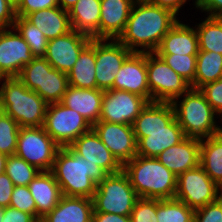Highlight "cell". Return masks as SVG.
<instances>
[{
	"label": "cell",
	"instance_id": "cell-50",
	"mask_svg": "<svg viewBox=\"0 0 222 222\" xmlns=\"http://www.w3.org/2000/svg\"><path fill=\"white\" fill-rule=\"evenodd\" d=\"M7 155L0 153V174L5 172Z\"/></svg>",
	"mask_w": 222,
	"mask_h": 222
},
{
	"label": "cell",
	"instance_id": "cell-33",
	"mask_svg": "<svg viewBox=\"0 0 222 222\" xmlns=\"http://www.w3.org/2000/svg\"><path fill=\"white\" fill-rule=\"evenodd\" d=\"M14 29L27 42L34 57H44L48 45V39L44 34L25 17H16L13 25Z\"/></svg>",
	"mask_w": 222,
	"mask_h": 222
},
{
	"label": "cell",
	"instance_id": "cell-14",
	"mask_svg": "<svg viewBox=\"0 0 222 222\" xmlns=\"http://www.w3.org/2000/svg\"><path fill=\"white\" fill-rule=\"evenodd\" d=\"M92 129L122 166L137 155L132 125L98 121Z\"/></svg>",
	"mask_w": 222,
	"mask_h": 222
},
{
	"label": "cell",
	"instance_id": "cell-39",
	"mask_svg": "<svg viewBox=\"0 0 222 222\" xmlns=\"http://www.w3.org/2000/svg\"><path fill=\"white\" fill-rule=\"evenodd\" d=\"M9 206L27 212L36 218V204L28 186H14Z\"/></svg>",
	"mask_w": 222,
	"mask_h": 222
},
{
	"label": "cell",
	"instance_id": "cell-28",
	"mask_svg": "<svg viewBox=\"0 0 222 222\" xmlns=\"http://www.w3.org/2000/svg\"><path fill=\"white\" fill-rule=\"evenodd\" d=\"M200 166L222 188V132L200 140Z\"/></svg>",
	"mask_w": 222,
	"mask_h": 222
},
{
	"label": "cell",
	"instance_id": "cell-15",
	"mask_svg": "<svg viewBox=\"0 0 222 222\" xmlns=\"http://www.w3.org/2000/svg\"><path fill=\"white\" fill-rule=\"evenodd\" d=\"M91 39L90 36L72 29L65 35L48 40L44 58L53 68L68 73Z\"/></svg>",
	"mask_w": 222,
	"mask_h": 222
},
{
	"label": "cell",
	"instance_id": "cell-23",
	"mask_svg": "<svg viewBox=\"0 0 222 222\" xmlns=\"http://www.w3.org/2000/svg\"><path fill=\"white\" fill-rule=\"evenodd\" d=\"M93 211L91 198L63 195L58 205L40 222H92Z\"/></svg>",
	"mask_w": 222,
	"mask_h": 222
},
{
	"label": "cell",
	"instance_id": "cell-21",
	"mask_svg": "<svg viewBox=\"0 0 222 222\" xmlns=\"http://www.w3.org/2000/svg\"><path fill=\"white\" fill-rule=\"evenodd\" d=\"M28 188L36 204V219L40 222L58 205L63 196L61 188L51 171H40Z\"/></svg>",
	"mask_w": 222,
	"mask_h": 222
},
{
	"label": "cell",
	"instance_id": "cell-34",
	"mask_svg": "<svg viewBox=\"0 0 222 222\" xmlns=\"http://www.w3.org/2000/svg\"><path fill=\"white\" fill-rule=\"evenodd\" d=\"M40 170L16 155L7 157L5 173L14 186H28Z\"/></svg>",
	"mask_w": 222,
	"mask_h": 222
},
{
	"label": "cell",
	"instance_id": "cell-52",
	"mask_svg": "<svg viewBox=\"0 0 222 222\" xmlns=\"http://www.w3.org/2000/svg\"><path fill=\"white\" fill-rule=\"evenodd\" d=\"M10 1L16 6L20 0H10Z\"/></svg>",
	"mask_w": 222,
	"mask_h": 222
},
{
	"label": "cell",
	"instance_id": "cell-27",
	"mask_svg": "<svg viewBox=\"0 0 222 222\" xmlns=\"http://www.w3.org/2000/svg\"><path fill=\"white\" fill-rule=\"evenodd\" d=\"M96 39L81 51L73 68L67 73L68 83L75 88L97 89L96 83Z\"/></svg>",
	"mask_w": 222,
	"mask_h": 222
},
{
	"label": "cell",
	"instance_id": "cell-17",
	"mask_svg": "<svg viewBox=\"0 0 222 222\" xmlns=\"http://www.w3.org/2000/svg\"><path fill=\"white\" fill-rule=\"evenodd\" d=\"M113 89L128 91L144 97L150 102L148 87L146 52H132L116 74Z\"/></svg>",
	"mask_w": 222,
	"mask_h": 222
},
{
	"label": "cell",
	"instance_id": "cell-4",
	"mask_svg": "<svg viewBox=\"0 0 222 222\" xmlns=\"http://www.w3.org/2000/svg\"><path fill=\"white\" fill-rule=\"evenodd\" d=\"M123 172L139 198L171 199L177 189V176L156 157L136 155L123 165Z\"/></svg>",
	"mask_w": 222,
	"mask_h": 222
},
{
	"label": "cell",
	"instance_id": "cell-44",
	"mask_svg": "<svg viewBox=\"0 0 222 222\" xmlns=\"http://www.w3.org/2000/svg\"><path fill=\"white\" fill-rule=\"evenodd\" d=\"M14 184L4 172L0 174V207L6 208L10 205Z\"/></svg>",
	"mask_w": 222,
	"mask_h": 222
},
{
	"label": "cell",
	"instance_id": "cell-1",
	"mask_svg": "<svg viewBox=\"0 0 222 222\" xmlns=\"http://www.w3.org/2000/svg\"><path fill=\"white\" fill-rule=\"evenodd\" d=\"M132 128L138 156L157 157L185 138L175 118L173 105L168 102H148L133 122Z\"/></svg>",
	"mask_w": 222,
	"mask_h": 222
},
{
	"label": "cell",
	"instance_id": "cell-47",
	"mask_svg": "<svg viewBox=\"0 0 222 222\" xmlns=\"http://www.w3.org/2000/svg\"><path fill=\"white\" fill-rule=\"evenodd\" d=\"M92 222H131L130 216L114 213L93 212Z\"/></svg>",
	"mask_w": 222,
	"mask_h": 222
},
{
	"label": "cell",
	"instance_id": "cell-18",
	"mask_svg": "<svg viewBox=\"0 0 222 222\" xmlns=\"http://www.w3.org/2000/svg\"><path fill=\"white\" fill-rule=\"evenodd\" d=\"M69 147L77 155L87 159L91 164H97L108 174H115L122 171L123 166L100 140L93 129L82 134Z\"/></svg>",
	"mask_w": 222,
	"mask_h": 222
},
{
	"label": "cell",
	"instance_id": "cell-3",
	"mask_svg": "<svg viewBox=\"0 0 222 222\" xmlns=\"http://www.w3.org/2000/svg\"><path fill=\"white\" fill-rule=\"evenodd\" d=\"M51 172L64 196L91 199L97 184L108 175L100 166L77 155L69 146L58 149Z\"/></svg>",
	"mask_w": 222,
	"mask_h": 222
},
{
	"label": "cell",
	"instance_id": "cell-36",
	"mask_svg": "<svg viewBox=\"0 0 222 222\" xmlns=\"http://www.w3.org/2000/svg\"><path fill=\"white\" fill-rule=\"evenodd\" d=\"M18 78L30 90L44 89L45 58L34 57L33 60L22 68Z\"/></svg>",
	"mask_w": 222,
	"mask_h": 222
},
{
	"label": "cell",
	"instance_id": "cell-20",
	"mask_svg": "<svg viewBox=\"0 0 222 222\" xmlns=\"http://www.w3.org/2000/svg\"><path fill=\"white\" fill-rule=\"evenodd\" d=\"M136 0H101L99 39L117 40Z\"/></svg>",
	"mask_w": 222,
	"mask_h": 222
},
{
	"label": "cell",
	"instance_id": "cell-29",
	"mask_svg": "<svg viewBox=\"0 0 222 222\" xmlns=\"http://www.w3.org/2000/svg\"><path fill=\"white\" fill-rule=\"evenodd\" d=\"M222 77V54L214 51H198L196 59L195 79L190 84L191 88L199 89L209 82H214Z\"/></svg>",
	"mask_w": 222,
	"mask_h": 222
},
{
	"label": "cell",
	"instance_id": "cell-48",
	"mask_svg": "<svg viewBox=\"0 0 222 222\" xmlns=\"http://www.w3.org/2000/svg\"><path fill=\"white\" fill-rule=\"evenodd\" d=\"M148 3L171 10L175 15H178L180 8L186 3V0H145Z\"/></svg>",
	"mask_w": 222,
	"mask_h": 222
},
{
	"label": "cell",
	"instance_id": "cell-8",
	"mask_svg": "<svg viewBox=\"0 0 222 222\" xmlns=\"http://www.w3.org/2000/svg\"><path fill=\"white\" fill-rule=\"evenodd\" d=\"M146 67L150 102L172 103L191 88L187 80L177 74L155 52L146 53Z\"/></svg>",
	"mask_w": 222,
	"mask_h": 222
},
{
	"label": "cell",
	"instance_id": "cell-11",
	"mask_svg": "<svg viewBox=\"0 0 222 222\" xmlns=\"http://www.w3.org/2000/svg\"><path fill=\"white\" fill-rule=\"evenodd\" d=\"M221 196L222 188L210 179L200 165L177 177V189L174 198L182 201L194 211L216 201Z\"/></svg>",
	"mask_w": 222,
	"mask_h": 222
},
{
	"label": "cell",
	"instance_id": "cell-45",
	"mask_svg": "<svg viewBox=\"0 0 222 222\" xmlns=\"http://www.w3.org/2000/svg\"><path fill=\"white\" fill-rule=\"evenodd\" d=\"M3 222H39L33 215L13 207L4 208Z\"/></svg>",
	"mask_w": 222,
	"mask_h": 222
},
{
	"label": "cell",
	"instance_id": "cell-22",
	"mask_svg": "<svg viewBox=\"0 0 222 222\" xmlns=\"http://www.w3.org/2000/svg\"><path fill=\"white\" fill-rule=\"evenodd\" d=\"M103 90L68 86L61 103L80 113L92 126L99 121Z\"/></svg>",
	"mask_w": 222,
	"mask_h": 222
},
{
	"label": "cell",
	"instance_id": "cell-24",
	"mask_svg": "<svg viewBox=\"0 0 222 222\" xmlns=\"http://www.w3.org/2000/svg\"><path fill=\"white\" fill-rule=\"evenodd\" d=\"M199 51L196 29L180 23L179 20L163 37L157 54L197 55Z\"/></svg>",
	"mask_w": 222,
	"mask_h": 222
},
{
	"label": "cell",
	"instance_id": "cell-19",
	"mask_svg": "<svg viewBox=\"0 0 222 222\" xmlns=\"http://www.w3.org/2000/svg\"><path fill=\"white\" fill-rule=\"evenodd\" d=\"M177 177L200 165V139L185 137L156 157Z\"/></svg>",
	"mask_w": 222,
	"mask_h": 222
},
{
	"label": "cell",
	"instance_id": "cell-40",
	"mask_svg": "<svg viewBox=\"0 0 222 222\" xmlns=\"http://www.w3.org/2000/svg\"><path fill=\"white\" fill-rule=\"evenodd\" d=\"M217 114L222 117V77L199 88ZM222 120V119H221Z\"/></svg>",
	"mask_w": 222,
	"mask_h": 222
},
{
	"label": "cell",
	"instance_id": "cell-43",
	"mask_svg": "<svg viewBox=\"0 0 222 222\" xmlns=\"http://www.w3.org/2000/svg\"><path fill=\"white\" fill-rule=\"evenodd\" d=\"M16 17V6L10 0H0V28H13Z\"/></svg>",
	"mask_w": 222,
	"mask_h": 222
},
{
	"label": "cell",
	"instance_id": "cell-12",
	"mask_svg": "<svg viewBox=\"0 0 222 222\" xmlns=\"http://www.w3.org/2000/svg\"><path fill=\"white\" fill-rule=\"evenodd\" d=\"M147 104L144 97L128 91L106 90L99 121L132 125Z\"/></svg>",
	"mask_w": 222,
	"mask_h": 222
},
{
	"label": "cell",
	"instance_id": "cell-10",
	"mask_svg": "<svg viewBox=\"0 0 222 222\" xmlns=\"http://www.w3.org/2000/svg\"><path fill=\"white\" fill-rule=\"evenodd\" d=\"M59 148L43 126L21 127L15 155L36 166L40 171H51Z\"/></svg>",
	"mask_w": 222,
	"mask_h": 222
},
{
	"label": "cell",
	"instance_id": "cell-6",
	"mask_svg": "<svg viewBox=\"0 0 222 222\" xmlns=\"http://www.w3.org/2000/svg\"><path fill=\"white\" fill-rule=\"evenodd\" d=\"M184 95L180 104L175 99L172 105L185 137L201 140L222 132L215 123L217 113L199 89L190 88Z\"/></svg>",
	"mask_w": 222,
	"mask_h": 222
},
{
	"label": "cell",
	"instance_id": "cell-37",
	"mask_svg": "<svg viewBox=\"0 0 222 222\" xmlns=\"http://www.w3.org/2000/svg\"><path fill=\"white\" fill-rule=\"evenodd\" d=\"M163 61L189 84L195 79L197 55L158 54Z\"/></svg>",
	"mask_w": 222,
	"mask_h": 222
},
{
	"label": "cell",
	"instance_id": "cell-35",
	"mask_svg": "<svg viewBox=\"0 0 222 222\" xmlns=\"http://www.w3.org/2000/svg\"><path fill=\"white\" fill-rule=\"evenodd\" d=\"M19 130L18 123L0 110V153L15 155Z\"/></svg>",
	"mask_w": 222,
	"mask_h": 222
},
{
	"label": "cell",
	"instance_id": "cell-9",
	"mask_svg": "<svg viewBox=\"0 0 222 222\" xmlns=\"http://www.w3.org/2000/svg\"><path fill=\"white\" fill-rule=\"evenodd\" d=\"M43 128L60 147H67L89 132L92 125L80 113L58 102L48 104Z\"/></svg>",
	"mask_w": 222,
	"mask_h": 222
},
{
	"label": "cell",
	"instance_id": "cell-46",
	"mask_svg": "<svg viewBox=\"0 0 222 222\" xmlns=\"http://www.w3.org/2000/svg\"><path fill=\"white\" fill-rule=\"evenodd\" d=\"M195 6L202 11L209 12L208 17L222 18V0H196Z\"/></svg>",
	"mask_w": 222,
	"mask_h": 222
},
{
	"label": "cell",
	"instance_id": "cell-49",
	"mask_svg": "<svg viewBox=\"0 0 222 222\" xmlns=\"http://www.w3.org/2000/svg\"><path fill=\"white\" fill-rule=\"evenodd\" d=\"M78 0H58L59 6L66 11L76 4Z\"/></svg>",
	"mask_w": 222,
	"mask_h": 222
},
{
	"label": "cell",
	"instance_id": "cell-30",
	"mask_svg": "<svg viewBox=\"0 0 222 222\" xmlns=\"http://www.w3.org/2000/svg\"><path fill=\"white\" fill-rule=\"evenodd\" d=\"M68 83L67 73L53 68L45 59L44 89H38V93L48 104L61 102Z\"/></svg>",
	"mask_w": 222,
	"mask_h": 222
},
{
	"label": "cell",
	"instance_id": "cell-41",
	"mask_svg": "<svg viewBox=\"0 0 222 222\" xmlns=\"http://www.w3.org/2000/svg\"><path fill=\"white\" fill-rule=\"evenodd\" d=\"M194 222H222V196L195 210Z\"/></svg>",
	"mask_w": 222,
	"mask_h": 222
},
{
	"label": "cell",
	"instance_id": "cell-5",
	"mask_svg": "<svg viewBox=\"0 0 222 222\" xmlns=\"http://www.w3.org/2000/svg\"><path fill=\"white\" fill-rule=\"evenodd\" d=\"M1 80L0 110L11 116L20 128L43 126L48 103L18 77Z\"/></svg>",
	"mask_w": 222,
	"mask_h": 222
},
{
	"label": "cell",
	"instance_id": "cell-2",
	"mask_svg": "<svg viewBox=\"0 0 222 222\" xmlns=\"http://www.w3.org/2000/svg\"><path fill=\"white\" fill-rule=\"evenodd\" d=\"M177 21L171 10L136 0L125 29L117 40L132 52H155ZM136 47L143 48L139 50Z\"/></svg>",
	"mask_w": 222,
	"mask_h": 222
},
{
	"label": "cell",
	"instance_id": "cell-38",
	"mask_svg": "<svg viewBox=\"0 0 222 222\" xmlns=\"http://www.w3.org/2000/svg\"><path fill=\"white\" fill-rule=\"evenodd\" d=\"M131 222H158L157 199L138 198L130 214Z\"/></svg>",
	"mask_w": 222,
	"mask_h": 222
},
{
	"label": "cell",
	"instance_id": "cell-32",
	"mask_svg": "<svg viewBox=\"0 0 222 222\" xmlns=\"http://www.w3.org/2000/svg\"><path fill=\"white\" fill-rule=\"evenodd\" d=\"M194 212L176 198L157 199L158 222H194Z\"/></svg>",
	"mask_w": 222,
	"mask_h": 222
},
{
	"label": "cell",
	"instance_id": "cell-7",
	"mask_svg": "<svg viewBox=\"0 0 222 222\" xmlns=\"http://www.w3.org/2000/svg\"><path fill=\"white\" fill-rule=\"evenodd\" d=\"M139 197L123 172L108 174L97 184L92 198L93 212L130 216Z\"/></svg>",
	"mask_w": 222,
	"mask_h": 222
},
{
	"label": "cell",
	"instance_id": "cell-13",
	"mask_svg": "<svg viewBox=\"0 0 222 222\" xmlns=\"http://www.w3.org/2000/svg\"><path fill=\"white\" fill-rule=\"evenodd\" d=\"M107 41V39H96L95 77L97 89L103 91L113 89L116 74L132 53L118 40L111 39L109 43Z\"/></svg>",
	"mask_w": 222,
	"mask_h": 222
},
{
	"label": "cell",
	"instance_id": "cell-25",
	"mask_svg": "<svg viewBox=\"0 0 222 222\" xmlns=\"http://www.w3.org/2000/svg\"><path fill=\"white\" fill-rule=\"evenodd\" d=\"M48 39L65 35L72 30L68 11L60 6L32 12L25 17Z\"/></svg>",
	"mask_w": 222,
	"mask_h": 222
},
{
	"label": "cell",
	"instance_id": "cell-51",
	"mask_svg": "<svg viewBox=\"0 0 222 222\" xmlns=\"http://www.w3.org/2000/svg\"><path fill=\"white\" fill-rule=\"evenodd\" d=\"M4 219V208L0 207V222H3Z\"/></svg>",
	"mask_w": 222,
	"mask_h": 222
},
{
	"label": "cell",
	"instance_id": "cell-31",
	"mask_svg": "<svg viewBox=\"0 0 222 222\" xmlns=\"http://www.w3.org/2000/svg\"><path fill=\"white\" fill-rule=\"evenodd\" d=\"M197 26L199 50L222 54V18L207 17Z\"/></svg>",
	"mask_w": 222,
	"mask_h": 222
},
{
	"label": "cell",
	"instance_id": "cell-26",
	"mask_svg": "<svg viewBox=\"0 0 222 222\" xmlns=\"http://www.w3.org/2000/svg\"><path fill=\"white\" fill-rule=\"evenodd\" d=\"M101 0H78L68 15L72 29L99 39Z\"/></svg>",
	"mask_w": 222,
	"mask_h": 222
},
{
	"label": "cell",
	"instance_id": "cell-42",
	"mask_svg": "<svg viewBox=\"0 0 222 222\" xmlns=\"http://www.w3.org/2000/svg\"><path fill=\"white\" fill-rule=\"evenodd\" d=\"M57 6L58 0H20L16 5V16L26 17L32 12Z\"/></svg>",
	"mask_w": 222,
	"mask_h": 222
},
{
	"label": "cell",
	"instance_id": "cell-16",
	"mask_svg": "<svg viewBox=\"0 0 222 222\" xmlns=\"http://www.w3.org/2000/svg\"><path fill=\"white\" fill-rule=\"evenodd\" d=\"M34 56L19 33L0 28V78L18 77Z\"/></svg>",
	"mask_w": 222,
	"mask_h": 222
}]
</instances>
